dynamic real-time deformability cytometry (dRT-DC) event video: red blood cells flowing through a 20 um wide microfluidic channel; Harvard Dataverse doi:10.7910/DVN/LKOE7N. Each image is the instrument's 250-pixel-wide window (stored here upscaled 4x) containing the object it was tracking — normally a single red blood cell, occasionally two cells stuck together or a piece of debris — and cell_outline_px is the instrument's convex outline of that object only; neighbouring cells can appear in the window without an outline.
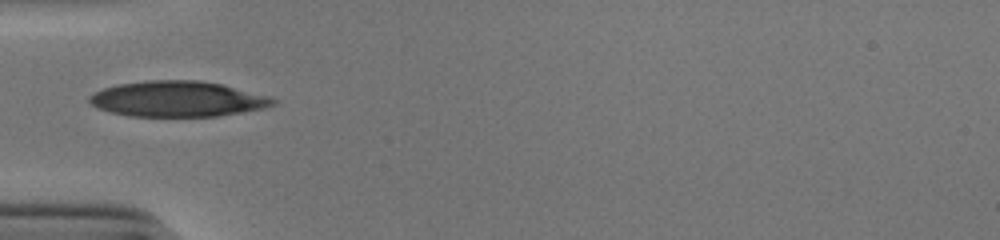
{"species": "human", "species_latin": "Homo sapiens", "temperature_condition": "cold", "stored_images_in_passage": 5, "camera_frame_rate_fps": 3000, "um_per_image_px": 0.085, "donor": {"sex": "male"}, "frame": {"image": 1, "passage_image": 1, "time_ms": 0.0, "image_size_px": [1000, 240], "cell_outline_px": [[276, 104], [264, 108], [244, 112], [216, 116], [132, 116], [112, 112], [100, 108], [92, 104], [88, 100], [88, 96], [104, 88], [116, 84], [148, 80], [200, 80], [220, 84], [272, 96], [276, 100]], "centroid_in_image_um": [15.14, 8.4], "position_along_channel_um": 69.9, "area_um2": 38.03}}
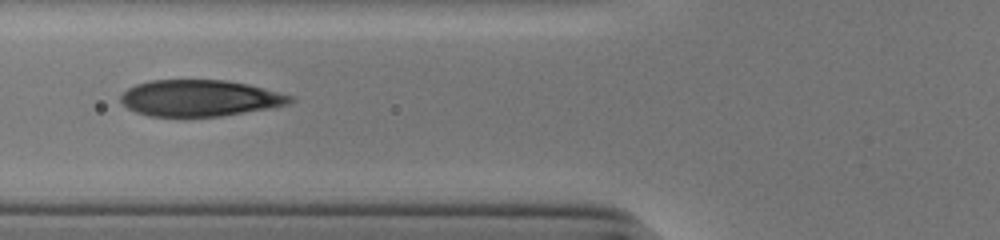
{"frame": {"image": 2, "passage_image": 4, "time_ms": 1.0, "image_size_px": [1000, 240], "cell_outline_px": [[296, 100], [288, 104], [268, 108], [220, 116], [148, 116], [136, 112], [128, 108], [120, 100], [120, 96], [128, 88], [136, 84], [148, 80], [224, 80], [248, 84], [296, 96]], "centroid_in_image_um": [17.0, 8.33], "position_along_channel_um": 108.8, "area_um2": 35.89}}